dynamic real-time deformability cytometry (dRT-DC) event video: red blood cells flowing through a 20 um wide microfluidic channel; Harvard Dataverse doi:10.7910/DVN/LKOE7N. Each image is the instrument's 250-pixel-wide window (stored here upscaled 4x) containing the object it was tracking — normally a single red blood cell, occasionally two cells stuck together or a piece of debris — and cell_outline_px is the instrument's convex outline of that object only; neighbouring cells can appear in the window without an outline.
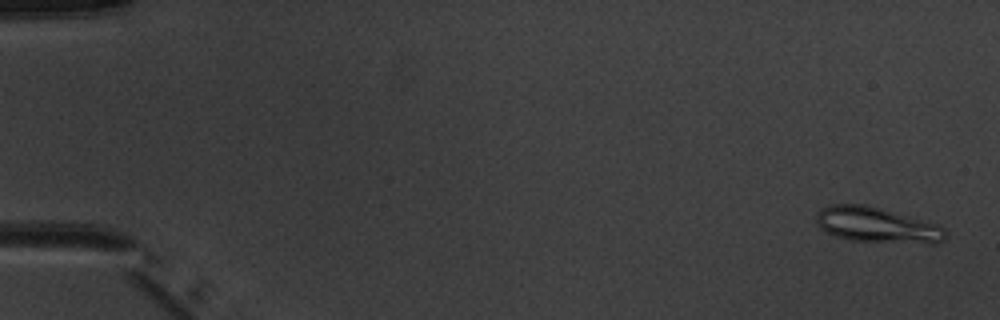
{"species": "common noctule bat (a hibernating species)", "species_latin": "Nyctalus noctula", "temperature_condition": "warm", "stored_images_in_passage": 5, "segment_of_instrument_passage": [2, 2], "camera_frame_rate_fps": 3000, "um_per_image_px": 0.085, "animal": {"sex": "male", "body_mass_g": 20.1, "forearm_length_mm": 53.5}, "frame": {"image": 1, "passage_image": 5, "time_ms": 5.667, "image_size_px": [1000, 320], "cell_outline_px": [[948, 236], [944, 240], [936, 244], [932, 244], [848, 240], [836, 236], [820, 228], [816, 220], [816, 212], [820, 208], [832, 204], [864, 204], [940, 224], [944, 228]], "centroid_in_image_um": [74.58, 19.13], "position_along_channel_um": 10.4, "area_um2": 26.88}}